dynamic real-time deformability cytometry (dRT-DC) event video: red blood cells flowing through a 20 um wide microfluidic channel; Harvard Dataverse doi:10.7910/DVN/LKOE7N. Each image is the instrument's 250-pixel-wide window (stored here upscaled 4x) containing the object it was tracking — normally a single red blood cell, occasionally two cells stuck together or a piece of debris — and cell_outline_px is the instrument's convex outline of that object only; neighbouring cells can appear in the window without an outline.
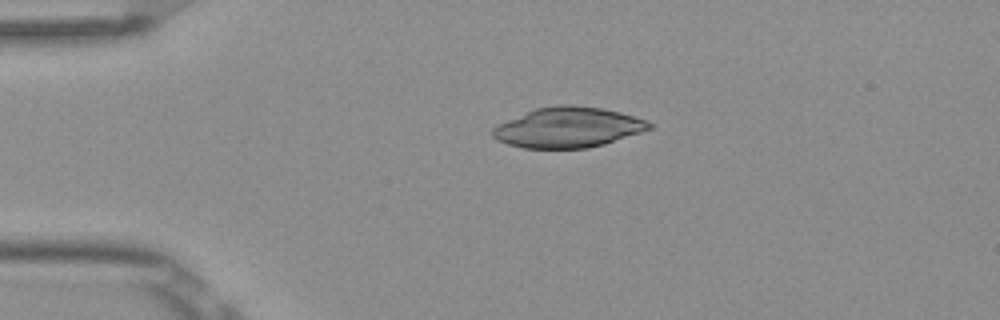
{"species": "Egyptian fruit bat (a non-hibernating species)", "species_latin": "Rousettus aegyptiacus", "temperature_condition": "room temperature", "stored_images_in_passage": 2, "camera_frame_rate_fps": 3000, "um_per_image_px": 0.085, "frame": {"image": 1, "passage_image": 1, "time_ms": 0.0, "image_size_px": [1000, 320], "cell_outline_px": [[652, 128], [604, 144], [588, 148], [524, 148], [508, 144], [496, 140], [492, 136], [492, 128], [508, 120], [536, 108], [560, 104], [568, 104], [600, 108], [620, 112], [648, 120], [652, 124]], "centroid_in_image_um": [48.29, 10.83], "position_along_channel_um": 36.7, "area_um2": 36.47}}